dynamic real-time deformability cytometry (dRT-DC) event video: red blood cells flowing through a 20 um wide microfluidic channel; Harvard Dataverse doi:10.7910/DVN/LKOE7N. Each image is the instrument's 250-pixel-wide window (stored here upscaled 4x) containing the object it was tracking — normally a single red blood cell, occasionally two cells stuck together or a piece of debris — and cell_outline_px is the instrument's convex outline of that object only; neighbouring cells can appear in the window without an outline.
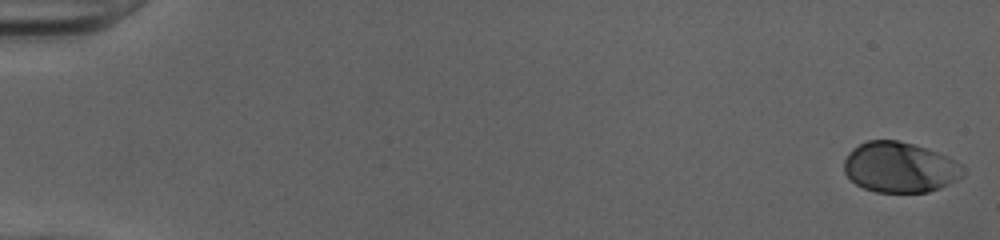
{"species": "human", "species_latin": "Homo sapiens", "temperature_condition": "cold", "stored_images_in_passage": 52, "camera_frame_rate_fps": 3000, "um_per_image_px": 0.085, "donor": {"sex": "female"}, "frame": {"image": 1, "passage_image": 1, "time_ms": 0.0, "image_size_px": [1000, 240], "cell_outline_px": [[968, 172], [964, 176], [940, 188], [928, 192], [876, 192], [864, 188], [856, 184], [844, 172], [844, 160], [848, 152], [852, 148], [868, 140], [896, 140], [912, 144], [948, 156], [960, 164]], "centroid_in_image_um": [76.5, 14.23], "position_along_channel_um": 8.5, "area_um2": 35.03}}
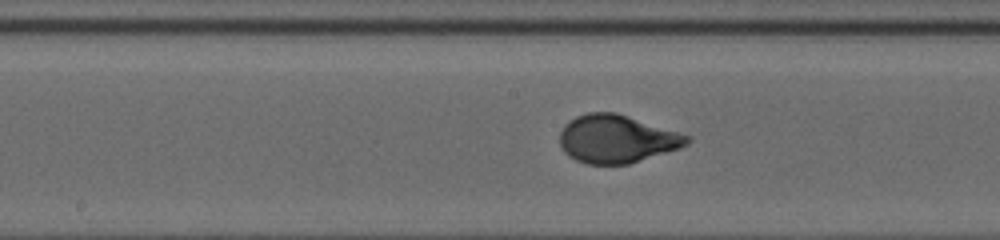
{"frame": {"image": 2, "passage_image": 28, "time_ms": 9.0, "image_size_px": [1000, 240], "cell_outline_px": [[692, 140], [688, 144], [680, 148], [628, 164], [584, 164], [568, 156], [560, 148], [560, 132], [564, 124], [568, 120], [576, 116], [588, 112], [616, 112], [692, 136]], "centroid_in_image_um": [52.41, 11.8], "position_along_channel_um": 195.8, "area_um2": 35.89}}
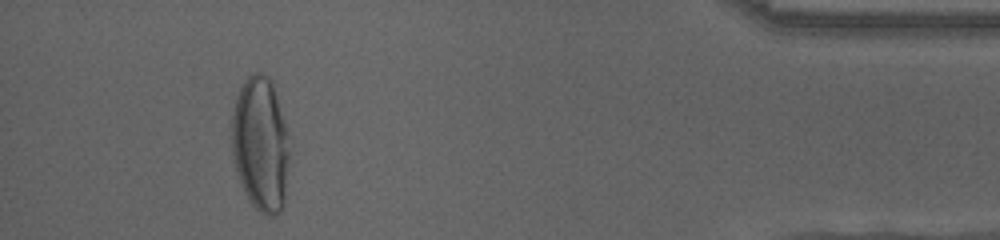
{"frame": {"image": 3, "passage_image": 48, "time_ms": 15.667, "image_size_px": [1000, 240], "cell_outline_px": [[292, 140], [284, 204], [280, 212], [276, 216], [268, 216], [260, 212], [248, 200], [244, 192], [236, 168], [232, 152], [232, 112], [236, 96], [240, 88], [248, 76], [252, 72], [260, 72], [268, 76], [272, 80]], "centroid_in_image_um": [22.2, 12.24], "position_along_channel_um": 413.0, "area_um2": 46.41}, "authors_computed_cell_mechanics": {"area_um2": 35.258, "velocity_mm_per_s": 4.0289, "shape_relaxation_time_tau1_ms": 3.2491, "shape_relaxation_time_tau2_ms": null, "deformation_change_tau1": 0.1635, "deformation_change_tau2": null}}